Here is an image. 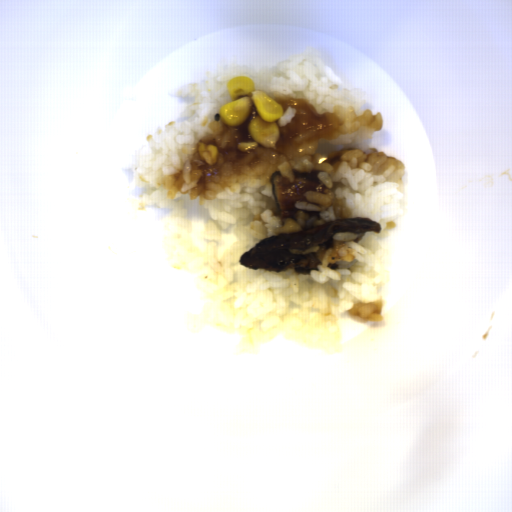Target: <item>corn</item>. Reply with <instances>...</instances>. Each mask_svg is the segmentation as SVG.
<instances>
[{
    "label": "corn",
    "instance_id": "corn-1",
    "mask_svg": "<svg viewBox=\"0 0 512 512\" xmlns=\"http://www.w3.org/2000/svg\"><path fill=\"white\" fill-rule=\"evenodd\" d=\"M227 92L231 102L218 109L222 125L229 128L245 123L253 105L258 114L247 124V133L253 141H238V150L248 153L259 146L275 147L280 137L277 119L284 112L281 104L263 91H256L252 78L245 75L230 79Z\"/></svg>",
    "mask_w": 512,
    "mask_h": 512
},
{
    "label": "corn",
    "instance_id": "corn-2",
    "mask_svg": "<svg viewBox=\"0 0 512 512\" xmlns=\"http://www.w3.org/2000/svg\"><path fill=\"white\" fill-rule=\"evenodd\" d=\"M198 152L201 156V160L204 161L206 166L215 167L219 160V152L217 145L212 143H198Z\"/></svg>",
    "mask_w": 512,
    "mask_h": 512
}]
</instances>
